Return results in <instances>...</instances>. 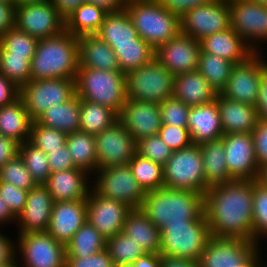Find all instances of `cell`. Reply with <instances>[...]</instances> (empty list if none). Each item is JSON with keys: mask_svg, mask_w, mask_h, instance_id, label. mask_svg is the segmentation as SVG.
<instances>
[{"mask_svg": "<svg viewBox=\"0 0 267 267\" xmlns=\"http://www.w3.org/2000/svg\"><path fill=\"white\" fill-rule=\"evenodd\" d=\"M253 180H233L204 194L211 236L253 241Z\"/></svg>", "mask_w": 267, "mask_h": 267, "instance_id": "obj_1", "label": "cell"}, {"mask_svg": "<svg viewBox=\"0 0 267 267\" xmlns=\"http://www.w3.org/2000/svg\"><path fill=\"white\" fill-rule=\"evenodd\" d=\"M140 209L161 231L168 224L198 219L204 213V196L199 192L163 187L146 192Z\"/></svg>", "mask_w": 267, "mask_h": 267, "instance_id": "obj_2", "label": "cell"}, {"mask_svg": "<svg viewBox=\"0 0 267 267\" xmlns=\"http://www.w3.org/2000/svg\"><path fill=\"white\" fill-rule=\"evenodd\" d=\"M30 66V80L76 78L78 37L65 29L58 35L38 40Z\"/></svg>", "mask_w": 267, "mask_h": 267, "instance_id": "obj_3", "label": "cell"}, {"mask_svg": "<svg viewBox=\"0 0 267 267\" xmlns=\"http://www.w3.org/2000/svg\"><path fill=\"white\" fill-rule=\"evenodd\" d=\"M138 36L153 49L175 38L181 32L180 15L156 0L128 1L124 7Z\"/></svg>", "mask_w": 267, "mask_h": 267, "instance_id": "obj_4", "label": "cell"}, {"mask_svg": "<svg viewBox=\"0 0 267 267\" xmlns=\"http://www.w3.org/2000/svg\"><path fill=\"white\" fill-rule=\"evenodd\" d=\"M76 95L120 114L126 103V73L78 68L75 78Z\"/></svg>", "mask_w": 267, "mask_h": 267, "instance_id": "obj_5", "label": "cell"}, {"mask_svg": "<svg viewBox=\"0 0 267 267\" xmlns=\"http://www.w3.org/2000/svg\"><path fill=\"white\" fill-rule=\"evenodd\" d=\"M210 238L204 213L192 222L168 224L160 231V254L198 262Z\"/></svg>", "mask_w": 267, "mask_h": 267, "instance_id": "obj_6", "label": "cell"}, {"mask_svg": "<svg viewBox=\"0 0 267 267\" xmlns=\"http://www.w3.org/2000/svg\"><path fill=\"white\" fill-rule=\"evenodd\" d=\"M174 76L155 58L148 64L126 73V96L160 104L173 97Z\"/></svg>", "mask_w": 267, "mask_h": 267, "instance_id": "obj_7", "label": "cell"}, {"mask_svg": "<svg viewBox=\"0 0 267 267\" xmlns=\"http://www.w3.org/2000/svg\"><path fill=\"white\" fill-rule=\"evenodd\" d=\"M164 187L170 189L206 192L203 161L197 144L174 151L163 166Z\"/></svg>", "mask_w": 267, "mask_h": 267, "instance_id": "obj_8", "label": "cell"}, {"mask_svg": "<svg viewBox=\"0 0 267 267\" xmlns=\"http://www.w3.org/2000/svg\"><path fill=\"white\" fill-rule=\"evenodd\" d=\"M92 189L101 197L111 198L141 208L146 192L133 176L129 164L98 169Z\"/></svg>", "mask_w": 267, "mask_h": 267, "instance_id": "obj_9", "label": "cell"}, {"mask_svg": "<svg viewBox=\"0 0 267 267\" xmlns=\"http://www.w3.org/2000/svg\"><path fill=\"white\" fill-rule=\"evenodd\" d=\"M75 94V78L29 80L20 88V98L33 121L51 105L65 103Z\"/></svg>", "mask_w": 267, "mask_h": 267, "instance_id": "obj_10", "label": "cell"}, {"mask_svg": "<svg viewBox=\"0 0 267 267\" xmlns=\"http://www.w3.org/2000/svg\"><path fill=\"white\" fill-rule=\"evenodd\" d=\"M260 53L255 52L245 62L232 67L220 95L232 101L257 105L262 75L267 70V60H262Z\"/></svg>", "mask_w": 267, "mask_h": 267, "instance_id": "obj_11", "label": "cell"}, {"mask_svg": "<svg viewBox=\"0 0 267 267\" xmlns=\"http://www.w3.org/2000/svg\"><path fill=\"white\" fill-rule=\"evenodd\" d=\"M18 241L16 252L21 254L23 267H65L66 246L47 231L19 234Z\"/></svg>", "mask_w": 267, "mask_h": 267, "instance_id": "obj_12", "label": "cell"}, {"mask_svg": "<svg viewBox=\"0 0 267 267\" xmlns=\"http://www.w3.org/2000/svg\"><path fill=\"white\" fill-rule=\"evenodd\" d=\"M181 32L195 40L231 27L229 2L213 0L185 11L180 16Z\"/></svg>", "mask_w": 267, "mask_h": 267, "instance_id": "obj_13", "label": "cell"}, {"mask_svg": "<svg viewBox=\"0 0 267 267\" xmlns=\"http://www.w3.org/2000/svg\"><path fill=\"white\" fill-rule=\"evenodd\" d=\"M15 26L37 40L65 30V19L50 0L15 7Z\"/></svg>", "mask_w": 267, "mask_h": 267, "instance_id": "obj_14", "label": "cell"}, {"mask_svg": "<svg viewBox=\"0 0 267 267\" xmlns=\"http://www.w3.org/2000/svg\"><path fill=\"white\" fill-rule=\"evenodd\" d=\"M229 9L231 27L254 52H259L256 44L267 41V6L250 0H233Z\"/></svg>", "mask_w": 267, "mask_h": 267, "instance_id": "obj_15", "label": "cell"}, {"mask_svg": "<svg viewBox=\"0 0 267 267\" xmlns=\"http://www.w3.org/2000/svg\"><path fill=\"white\" fill-rule=\"evenodd\" d=\"M94 136L98 162L97 170L128 164L137 154L136 142L120 120Z\"/></svg>", "mask_w": 267, "mask_h": 267, "instance_id": "obj_16", "label": "cell"}, {"mask_svg": "<svg viewBox=\"0 0 267 267\" xmlns=\"http://www.w3.org/2000/svg\"><path fill=\"white\" fill-rule=\"evenodd\" d=\"M86 220L109 239L123 231L125 219L132 208L120 201L101 197L92 188L86 199Z\"/></svg>", "mask_w": 267, "mask_h": 267, "instance_id": "obj_17", "label": "cell"}, {"mask_svg": "<svg viewBox=\"0 0 267 267\" xmlns=\"http://www.w3.org/2000/svg\"><path fill=\"white\" fill-rule=\"evenodd\" d=\"M225 161L234 180H257L259 166L251 133L224 134Z\"/></svg>", "mask_w": 267, "mask_h": 267, "instance_id": "obj_18", "label": "cell"}, {"mask_svg": "<svg viewBox=\"0 0 267 267\" xmlns=\"http://www.w3.org/2000/svg\"><path fill=\"white\" fill-rule=\"evenodd\" d=\"M200 41L180 32L155 49L154 58L173 76L197 70Z\"/></svg>", "mask_w": 267, "mask_h": 267, "instance_id": "obj_19", "label": "cell"}, {"mask_svg": "<svg viewBox=\"0 0 267 267\" xmlns=\"http://www.w3.org/2000/svg\"><path fill=\"white\" fill-rule=\"evenodd\" d=\"M257 246L245 239L211 236L197 262L198 267H239Z\"/></svg>", "mask_w": 267, "mask_h": 267, "instance_id": "obj_20", "label": "cell"}, {"mask_svg": "<svg viewBox=\"0 0 267 267\" xmlns=\"http://www.w3.org/2000/svg\"><path fill=\"white\" fill-rule=\"evenodd\" d=\"M118 116L135 142L157 135L162 126L160 106L156 103L127 99Z\"/></svg>", "mask_w": 267, "mask_h": 267, "instance_id": "obj_21", "label": "cell"}, {"mask_svg": "<svg viewBox=\"0 0 267 267\" xmlns=\"http://www.w3.org/2000/svg\"><path fill=\"white\" fill-rule=\"evenodd\" d=\"M86 216V200L54 202L47 232L66 246L86 222Z\"/></svg>", "mask_w": 267, "mask_h": 267, "instance_id": "obj_22", "label": "cell"}, {"mask_svg": "<svg viewBox=\"0 0 267 267\" xmlns=\"http://www.w3.org/2000/svg\"><path fill=\"white\" fill-rule=\"evenodd\" d=\"M54 200L44 185L37 184L28 192L23 211L17 216L19 234L47 231Z\"/></svg>", "mask_w": 267, "mask_h": 267, "instance_id": "obj_23", "label": "cell"}, {"mask_svg": "<svg viewBox=\"0 0 267 267\" xmlns=\"http://www.w3.org/2000/svg\"><path fill=\"white\" fill-rule=\"evenodd\" d=\"M89 173L81 168H72L50 173L43 184L54 202L86 200L90 187ZM88 177V178H87Z\"/></svg>", "mask_w": 267, "mask_h": 267, "instance_id": "obj_24", "label": "cell"}, {"mask_svg": "<svg viewBox=\"0 0 267 267\" xmlns=\"http://www.w3.org/2000/svg\"><path fill=\"white\" fill-rule=\"evenodd\" d=\"M187 129L193 144L199 145L220 139L224 134L216 100L207 104L191 106Z\"/></svg>", "mask_w": 267, "mask_h": 267, "instance_id": "obj_25", "label": "cell"}, {"mask_svg": "<svg viewBox=\"0 0 267 267\" xmlns=\"http://www.w3.org/2000/svg\"><path fill=\"white\" fill-rule=\"evenodd\" d=\"M199 41L201 52L218 55L234 64L245 62L255 53L232 27L205 36Z\"/></svg>", "mask_w": 267, "mask_h": 267, "instance_id": "obj_26", "label": "cell"}, {"mask_svg": "<svg viewBox=\"0 0 267 267\" xmlns=\"http://www.w3.org/2000/svg\"><path fill=\"white\" fill-rule=\"evenodd\" d=\"M216 102L220 112L223 134L252 133L259 117L256 106L232 101L218 94Z\"/></svg>", "mask_w": 267, "mask_h": 267, "instance_id": "obj_27", "label": "cell"}, {"mask_svg": "<svg viewBox=\"0 0 267 267\" xmlns=\"http://www.w3.org/2000/svg\"><path fill=\"white\" fill-rule=\"evenodd\" d=\"M79 68L104 71L120 70L117 56L112 47L97 34L78 38Z\"/></svg>", "mask_w": 267, "mask_h": 267, "instance_id": "obj_28", "label": "cell"}, {"mask_svg": "<svg viewBox=\"0 0 267 267\" xmlns=\"http://www.w3.org/2000/svg\"><path fill=\"white\" fill-rule=\"evenodd\" d=\"M218 94L198 70L177 74L173 78V97L190 107L216 100Z\"/></svg>", "mask_w": 267, "mask_h": 267, "instance_id": "obj_29", "label": "cell"}, {"mask_svg": "<svg viewBox=\"0 0 267 267\" xmlns=\"http://www.w3.org/2000/svg\"><path fill=\"white\" fill-rule=\"evenodd\" d=\"M122 232L140 245L145 253H160V229L140 208H134L129 212Z\"/></svg>", "mask_w": 267, "mask_h": 267, "instance_id": "obj_30", "label": "cell"}, {"mask_svg": "<svg viewBox=\"0 0 267 267\" xmlns=\"http://www.w3.org/2000/svg\"><path fill=\"white\" fill-rule=\"evenodd\" d=\"M199 147L202 154L206 191L212 186L234 180L228 171L224 144L221 138L201 143Z\"/></svg>", "mask_w": 267, "mask_h": 267, "instance_id": "obj_31", "label": "cell"}, {"mask_svg": "<svg viewBox=\"0 0 267 267\" xmlns=\"http://www.w3.org/2000/svg\"><path fill=\"white\" fill-rule=\"evenodd\" d=\"M36 121L66 134L79 131L80 97L75 94L65 103L51 105Z\"/></svg>", "mask_w": 267, "mask_h": 267, "instance_id": "obj_32", "label": "cell"}, {"mask_svg": "<svg viewBox=\"0 0 267 267\" xmlns=\"http://www.w3.org/2000/svg\"><path fill=\"white\" fill-rule=\"evenodd\" d=\"M32 122L21 98L0 107V135L12 138L19 144L29 140Z\"/></svg>", "mask_w": 267, "mask_h": 267, "instance_id": "obj_33", "label": "cell"}, {"mask_svg": "<svg viewBox=\"0 0 267 267\" xmlns=\"http://www.w3.org/2000/svg\"><path fill=\"white\" fill-rule=\"evenodd\" d=\"M108 13L102 7L83 3L65 19V29L78 38L97 34Z\"/></svg>", "mask_w": 267, "mask_h": 267, "instance_id": "obj_34", "label": "cell"}, {"mask_svg": "<svg viewBox=\"0 0 267 267\" xmlns=\"http://www.w3.org/2000/svg\"><path fill=\"white\" fill-rule=\"evenodd\" d=\"M97 35L108 44L133 43L139 37L125 9L109 12Z\"/></svg>", "mask_w": 267, "mask_h": 267, "instance_id": "obj_35", "label": "cell"}, {"mask_svg": "<svg viewBox=\"0 0 267 267\" xmlns=\"http://www.w3.org/2000/svg\"><path fill=\"white\" fill-rule=\"evenodd\" d=\"M66 146L74 165L89 174L97 171V154L95 136L81 131L67 135Z\"/></svg>", "mask_w": 267, "mask_h": 267, "instance_id": "obj_36", "label": "cell"}, {"mask_svg": "<svg viewBox=\"0 0 267 267\" xmlns=\"http://www.w3.org/2000/svg\"><path fill=\"white\" fill-rule=\"evenodd\" d=\"M109 45L117 56L120 71L124 73L150 63L155 56V49L140 37L133 43Z\"/></svg>", "mask_w": 267, "mask_h": 267, "instance_id": "obj_37", "label": "cell"}, {"mask_svg": "<svg viewBox=\"0 0 267 267\" xmlns=\"http://www.w3.org/2000/svg\"><path fill=\"white\" fill-rule=\"evenodd\" d=\"M119 120L118 114L108 107L80 99L79 131L98 134Z\"/></svg>", "mask_w": 267, "mask_h": 267, "instance_id": "obj_38", "label": "cell"}, {"mask_svg": "<svg viewBox=\"0 0 267 267\" xmlns=\"http://www.w3.org/2000/svg\"><path fill=\"white\" fill-rule=\"evenodd\" d=\"M106 248V238L87 220L66 245V257H87Z\"/></svg>", "mask_w": 267, "mask_h": 267, "instance_id": "obj_39", "label": "cell"}, {"mask_svg": "<svg viewBox=\"0 0 267 267\" xmlns=\"http://www.w3.org/2000/svg\"><path fill=\"white\" fill-rule=\"evenodd\" d=\"M234 65L218 55L200 52L197 70L220 93L225 87Z\"/></svg>", "mask_w": 267, "mask_h": 267, "instance_id": "obj_40", "label": "cell"}, {"mask_svg": "<svg viewBox=\"0 0 267 267\" xmlns=\"http://www.w3.org/2000/svg\"><path fill=\"white\" fill-rule=\"evenodd\" d=\"M129 166L133 176L145 192L164 187L163 166L136 154Z\"/></svg>", "mask_w": 267, "mask_h": 267, "instance_id": "obj_41", "label": "cell"}, {"mask_svg": "<svg viewBox=\"0 0 267 267\" xmlns=\"http://www.w3.org/2000/svg\"><path fill=\"white\" fill-rule=\"evenodd\" d=\"M19 155L36 184L43 185L51 173L47 154L25 141L19 145Z\"/></svg>", "mask_w": 267, "mask_h": 267, "instance_id": "obj_42", "label": "cell"}, {"mask_svg": "<svg viewBox=\"0 0 267 267\" xmlns=\"http://www.w3.org/2000/svg\"><path fill=\"white\" fill-rule=\"evenodd\" d=\"M106 249L115 266L124 263L135 262L139 257L146 254L140 247L123 232L106 239Z\"/></svg>", "mask_w": 267, "mask_h": 267, "instance_id": "obj_43", "label": "cell"}, {"mask_svg": "<svg viewBox=\"0 0 267 267\" xmlns=\"http://www.w3.org/2000/svg\"><path fill=\"white\" fill-rule=\"evenodd\" d=\"M38 40L15 25L0 37V46L11 55L33 58Z\"/></svg>", "mask_w": 267, "mask_h": 267, "instance_id": "obj_44", "label": "cell"}, {"mask_svg": "<svg viewBox=\"0 0 267 267\" xmlns=\"http://www.w3.org/2000/svg\"><path fill=\"white\" fill-rule=\"evenodd\" d=\"M30 63L27 56L11 55L0 46V73L19 88L30 80Z\"/></svg>", "mask_w": 267, "mask_h": 267, "instance_id": "obj_45", "label": "cell"}, {"mask_svg": "<svg viewBox=\"0 0 267 267\" xmlns=\"http://www.w3.org/2000/svg\"><path fill=\"white\" fill-rule=\"evenodd\" d=\"M67 135L54 128L43 126L34 120L30 127L29 142L47 153L66 145Z\"/></svg>", "mask_w": 267, "mask_h": 267, "instance_id": "obj_46", "label": "cell"}, {"mask_svg": "<svg viewBox=\"0 0 267 267\" xmlns=\"http://www.w3.org/2000/svg\"><path fill=\"white\" fill-rule=\"evenodd\" d=\"M253 242L267 237V189L253 180Z\"/></svg>", "mask_w": 267, "mask_h": 267, "instance_id": "obj_47", "label": "cell"}, {"mask_svg": "<svg viewBox=\"0 0 267 267\" xmlns=\"http://www.w3.org/2000/svg\"><path fill=\"white\" fill-rule=\"evenodd\" d=\"M0 182L10 183L26 191L37 185L19 154L0 169Z\"/></svg>", "mask_w": 267, "mask_h": 267, "instance_id": "obj_48", "label": "cell"}, {"mask_svg": "<svg viewBox=\"0 0 267 267\" xmlns=\"http://www.w3.org/2000/svg\"><path fill=\"white\" fill-rule=\"evenodd\" d=\"M137 154L143 158L150 159L162 166L168 161L173 151L162 138L157 135L146 137L136 142Z\"/></svg>", "mask_w": 267, "mask_h": 267, "instance_id": "obj_49", "label": "cell"}, {"mask_svg": "<svg viewBox=\"0 0 267 267\" xmlns=\"http://www.w3.org/2000/svg\"><path fill=\"white\" fill-rule=\"evenodd\" d=\"M162 125L188 128L190 106L179 99L171 97L159 104Z\"/></svg>", "mask_w": 267, "mask_h": 267, "instance_id": "obj_50", "label": "cell"}, {"mask_svg": "<svg viewBox=\"0 0 267 267\" xmlns=\"http://www.w3.org/2000/svg\"><path fill=\"white\" fill-rule=\"evenodd\" d=\"M158 134L173 152L187 148L193 144L187 128L162 125Z\"/></svg>", "mask_w": 267, "mask_h": 267, "instance_id": "obj_51", "label": "cell"}, {"mask_svg": "<svg viewBox=\"0 0 267 267\" xmlns=\"http://www.w3.org/2000/svg\"><path fill=\"white\" fill-rule=\"evenodd\" d=\"M28 192L10 183L0 182V197L8 205L10 211L17 217L23 211Z\"/></svg>", "mask_w": 267, "mask_h": 267, "instance_id": "obj_52", "label": "cell"}, {"mask_svg": "<svg viewBox=\"0 0 267 267\" xmlns=\"http://www.w3.org/2000/svg\"><path fill=\"white\" fill-rule=\"evenodd\" d=\"M65 267H115L107 249L87 257H66Z\"/></svg>", "mask_w": 267, "mask_h": 267, "instance_id": "obj_53", "label": "cell"}, {"mask_svg": "<svg viewBox=\"0 0 267 267\" xmlns=\"http://www.w3.org/2000/svg\"><path fill=\"white\" fill-rule=\"evenodd\" d=\"M254 141V151L259 168L267 164V121H258L251 133Z\"/></svg>", "mask_w": 267, "mask_h": 267, "instance_id": "obj_54", "label": "cell"}, {"mask_svg": "<svg viewBox=\"0 0 267 267\" xmlns=\"http://www.w3.org/2000/svg\"><path fill=\"white\" fill-rule=\"evenodd\" d=\"M46 154L49 160V168L51 173L77 168L72 161V157L66 145L62 148H59V150L48 151Z\"/></svg>", "mask_w": 267, "mask_h": 267, "instance_id": "obj_55", "label": "cell"}, {"mask_svg": "<svg viewBox=\"0 0 267 267\" xmlns=\"http://www.w3.org/2000/svg\"><path fill=\"white\" fill-rule=\"evenodd\" d=\"M20 98V88L0 73V107L7 106Z\"/></svg>", "mask_w": 267, "mask_h": 267, "instance_id": "obj_56", "label": "cell"}, {"mask_svg": "<svg viewBox=\"0 0 267 267\" xmlns=\"http://www.w3.org/2000/svg\"><path fill=\"white\" fill-rule=\"evenodd\" d=\"M158 3L165 6L168 10L178 15H182L185 11L205 5L213 0H156Z\"/></svg>", "mask_w": 267, "mask_h": 267, "instance_id": "obj_57", "label": "cell"}, {"mask_svg": "<svg viewBox=\"0 0 267 267\" xmlns=\"http://www.w3.org/2000/svg\"><path fill=\"white\" fill-rule=\"evenodd\" d=\"M19 145L12 138L0 135V169L19 154Z\"/></svg>", "mask_w": 267, "mask_h": 267, "instance_id": "obj_58", "label": "cell"}, {"mask_svg": "<svg viewBox=\"0 0 267 267\" xmlns=\"http://www.w3.org/2000/svg\"><path fill=\"white\" fill-rule=\"evenodd\" d=\"M12 239L0 232V267L8 265L15 259H18L16 252V244L13 243Z\"/></svg>", "mask_w": 267, "mask_h": 267, "instance_id": "obj_59", "label": "cell"}, {"mask_svg": "<svg viewBox=\"0 0 267 267\" xmlns=\"http://www.w3.org/2000/svg\"><path fill=\"white\" fill-rule=\"evenodd\" d=\"M15 25V6L0 2V37Z\"/></svg>", "mask_w": 267, "mask_h": 267, "instance_id": "obj_60", "label": "cell"}, {"mask_svg": "<svg viewBox=\"0 0 267 267\" xmlns=\"http://www.w3.org/2000/svg\"><path fill=\"white\" fill-rule=\"evenodd\" d=\"M161 256L160 253H146L135 262L124 263L115 267H159Z\"/></svg>", "mask_w": 267, "mask_h": 267, "instance_id": "obj_61", "label": "cell"}, {"mask_svg": "<svg viewBox=\"0 0 267 267\" xmlns=\"http://www.w3.org/2000/svg\"><path fill=\"white\" fill-rule=\"evenodd\" d=\"M256 108L259 119L267 121V70L262 75Z\"/></svg>", "mask_w": 267, "mask_h": 267, "instance_id": "obj_62", "label": "cell"}, {"mask_svg": "<svg viewBox=\"0 0 267 267\" xmlns=\"http://www.w3.org/2000/svg\"><path fill=\"white\" fill-rule=\"evenodd\" d=\"M50 1L64 19H66L80 5L85 3V0H50Z\"/></svg>", "mask_w": 267, "mask_h": 267, "instance_id": "obj_63", "label": "cell"}, {"mask_svg": "<svg viewBox=\"0 0 267 267\" xmlns=\"http://www.w3.org/2000/svg\"><path fill=\"white\" fill-rule=\"evenodd\" d=\"M159 267H198L197 261L173 257L161 256Z\"/></svg>", "mask_w": 267, "mask_h": 267, "instance_id": "obj_64", "label": "cell"}, {"mask_svg": "<svg viewBox=\"0 0 267 267\" xmlns=\"http://www.w3.org/2000/svg\"><path fill=\"white\" fill-rule=\"evenodd\" d=\"M85 3L102 7L108 12H117L123 10L127 2L125 0H85Z\"/></svg>", "mask_w": 267, "mask_h": 267, "instance_id": "obj_65", "label": "cell"}, {"mask_svg": "<svg viewBox=\"0 0 267 267\" xmlns=\"http://www.w3.org/2000/svg\"><path fill=\"white\" fill-rule=\"evenodd\" d=\"M16 216L10 211L6 202L0 197V224L9 223L10 221L15 222Z\"/></svg>", "mask_w": 267, "mask_h": 267, "instance_id": "obj_66", "label": "cell"}, {"mask_svg": "<svg viewBox=\"0 0 267 267\" xmlns=\"http://www.w3.org/2000/svg\"><path fill=\"white\" fill-rule=\"evenodd\" d=\"M260 247H256L242 262L239 263V267H256L261 262Z\"/></svg>", "mask_w": 267, "mask_h": 267, "instance_id": "obj_67", "label": "cell"}, {"mask_svg": "<svg viewBox=\"0 0 267 267\" xmlns=\"http://www.w3.org/2000/svg\"><path fill=\"white\" fill-rule=\"evenodd\" d=\"M257 182L267 189V164L259 168Z\"/></svg>", "mask_w": 267, "mask_h": 267, "instance_id": "obj_68", "label": "cell"}, {"mask_svg": "<svg viewBox=\"0 0 267 267\" xmlns=\"http://www.w3.org/2000/svg\"><path fill=\"white\" fill-rule=\"evenodd\" d=\"M48 0H16V6L40 3Z\"/></svg>", "mask_w": 267, "mask_h": 267, "instance_id": "obj_69", "label": "cell"}, {"mask_svg": "<svg viewBox=\"0 0 267 267\" xmlns=\"http://www.w3.org/2000/svg\"><path fill=\"white\" fill-rule=\"evenodd\" d=\"M18 261H16V259L13 261V262H11L10 264H8V265H4V266H1V267H21L20 266V261L17 263ZM19 265V266H18Z\"/></svg>", "mask_w": 267, "mask_h": 267, "instance_id": "obj_70", "label": "cell"}, {"mask_svg": "<svg viewBox=\"0 0 267 267\" xmlns=\"http://www.w3.org/2000/svg\"><path fill=\"white\" fill-rule=\"evenodd\" d=\"M0 2L11 4L16 7V0H0Z\"/></svg>", "mask_w": 267, "mask_h": 267, "instance_id": "obj_71", "label": "cell"}, {"mask_svg": "<svg viewBox=\"0 0 267 267\" xmlns=\"http://www.w3.org/2000/svg\"><path fill=\"white\" fill-rule=\"evenodd\" d=\"M250 1L267 6V0H250Z\"/></svg>", "mask_w": 267, "mask_h": 267, "instance_id": "obj_72", "label": "cell"}, {"mask_svg": "<svg viewBox=\"0 0 267 267\" xmlns=\"http://www.w3.org/2000/svg\"><path fill=\"white\" fill-rule=\"evenodd\" d=\"M256 267H267V266L266 265L265 266L264 265L261 266V263L259 262V264Z\"/></svg>", "mask_w": 267, "mask_h": 267, "instance_id": "obj_73", "label": "cell"}, {"mask_svg": "<svg viewBox=\"0 0 267 267\" xmlns=\"http://www.w3.org/2000/svg\"><path fill=\"white\" fill-rule=\"evenodd\" d=\"M221 1H227V2H231V1H233V0H221Z\"/></svg>", "mask_w": 267, "mask_h": 267, "instance_id": "obj_74", "label": "cell"}]
</instances>
